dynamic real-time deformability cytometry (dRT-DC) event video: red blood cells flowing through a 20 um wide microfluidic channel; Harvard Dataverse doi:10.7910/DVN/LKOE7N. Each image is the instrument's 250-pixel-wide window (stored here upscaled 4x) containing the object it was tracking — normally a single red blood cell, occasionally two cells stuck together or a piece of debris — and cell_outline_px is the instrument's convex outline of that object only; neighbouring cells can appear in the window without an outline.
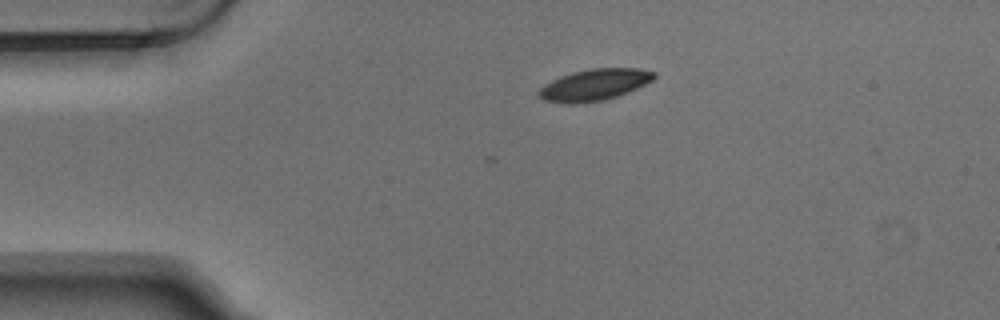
{"species": "Egyptian fruit bat (a non-hibernating species)", "species_latin": "Rousettus aegyptiacus", "temperature_condition": "warm", "stored_images_in_passage": 6, "camera_frame_rate_fps": 3000, "um_per_image_px": 0.085, "animal": {"sex": "male"}, "frame": {"image": 1, "passage_image": 4, "time_ms": 1.0, "image_size_px": [1000, 320], "cell_outline_px": [[656, 76], [652, 80], [628, 92], [604, 100], [568, 104], [544, 100], [536, 92], [544, 84], [560, 76], [572, 72], [588, 68], [640, 68], [656, 72]], "centroid_in_image_um": [50.51, 7.19], "position_along_channel_um": 34.5, "area_um2": 21.1}}
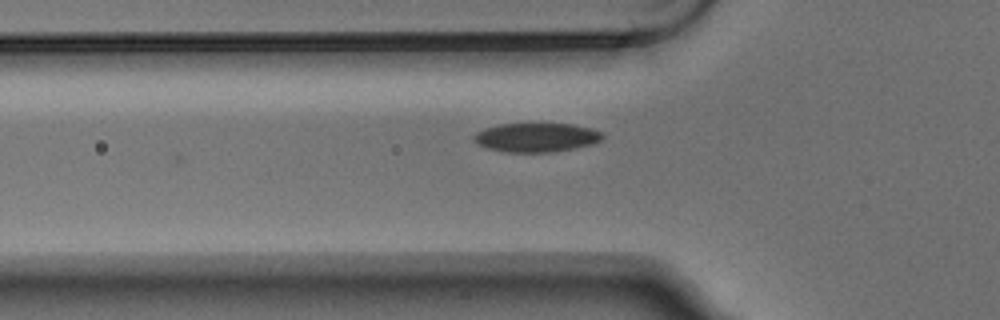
{"frame": {"image": 2, "passage_image": 6, "time_ms": 1.667, "image_size_px": [1000, 320], "cell_outline_px": [[604, 136], [600, 140], [592, 144], [552, 152], [504, 152], [488, 148], [476, 144], [472, 140], [472, 136], [476, 132], [484, 128], [500, 124], [572, 124], [592, 128], [600, 132]], "centroid_in_image_um": [45.53, 11.68], "position_along_channel_um": 80.3, "area_um2": 21.73}}